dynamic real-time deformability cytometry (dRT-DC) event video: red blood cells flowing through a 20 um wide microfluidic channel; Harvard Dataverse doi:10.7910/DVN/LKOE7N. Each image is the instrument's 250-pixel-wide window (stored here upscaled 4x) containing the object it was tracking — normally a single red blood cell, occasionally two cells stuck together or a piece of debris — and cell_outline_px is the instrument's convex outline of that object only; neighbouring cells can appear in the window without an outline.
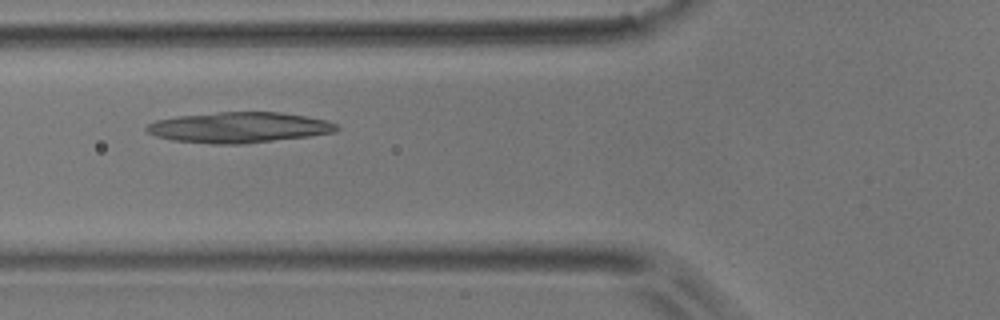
{"species": "common noctule bat (a hibernating species)", "species_latin": "Nyctalus noctula", "temperature_condition": "room temperature", "stored_images_in_passage": 32, "camera_frame_rate_fps": 3000, "um_per_image_px": 0.085, "animal": {"sex": "male", "body_mass_g": 17.9}, "frame": {"image": 1, "passage_image": 6, "time_ms": 1.667, "image_size_px": [1000, 320], "cell_outline_px": [[340, 128], [336, 132], [308, 136], [240, 144], [212, 144], [172, 140], [156, 136], [148, 132], [144, 128], [148, 124], [156, 120], [180, 116], [220, 112], [280, 112], [328, 120], [336, 124]], "centroid_in_image_um": [20.32, 10.83], "position_along_channel_um": 105.5, "area_um2": 33.7}}
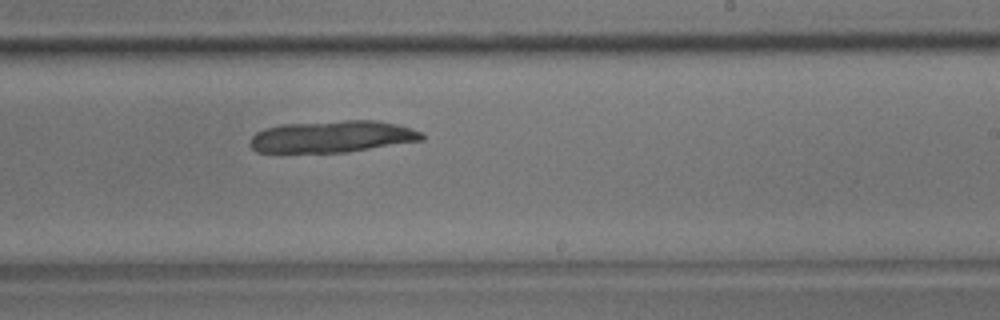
{"frame": {"image": 2, "passage_image": 18, "time_ms": 5.667, "image_size_px": [1000, 320], "cell_outline_px": [[424, 140], [348, 152], [256, 152], [248, 144], [248, 140], [256, 132], [264, 128], [284, 124], [344, 120], [376, 120], [396, 124], [424, 132]], "centroid_in_image_um": [28.24, 11.61], "position_along_channel_um": 260.8, "area_um2": 32.02}}
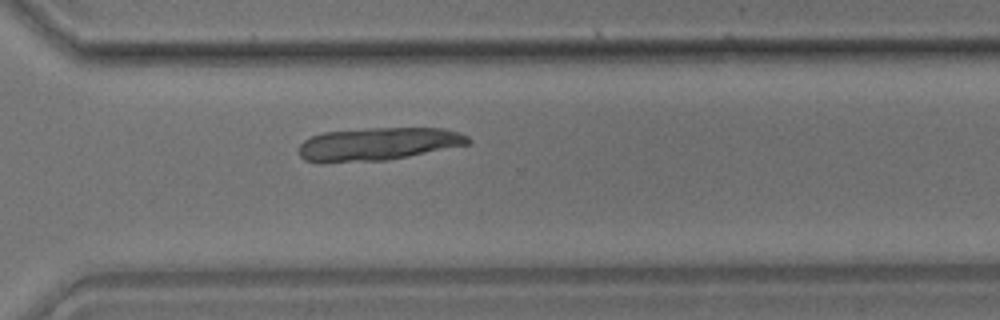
{"frame": {"image": 3, "passage_image": 24, "time_ms": 7.667, "image_size_px": [1000, 320], "cell_outline_px": [[472, 140], [468, 144], [388, 160], [304, 160], [300, 156], [300, 144], [304, 140], [312, 136], [324, 132], [368, 128], [444, 128], [460, 132], [468, 136]], "centroid_in_image_um": [32.23, 12.19], "position_along_channel_um": 338.4, "area_um2": 31.56}}